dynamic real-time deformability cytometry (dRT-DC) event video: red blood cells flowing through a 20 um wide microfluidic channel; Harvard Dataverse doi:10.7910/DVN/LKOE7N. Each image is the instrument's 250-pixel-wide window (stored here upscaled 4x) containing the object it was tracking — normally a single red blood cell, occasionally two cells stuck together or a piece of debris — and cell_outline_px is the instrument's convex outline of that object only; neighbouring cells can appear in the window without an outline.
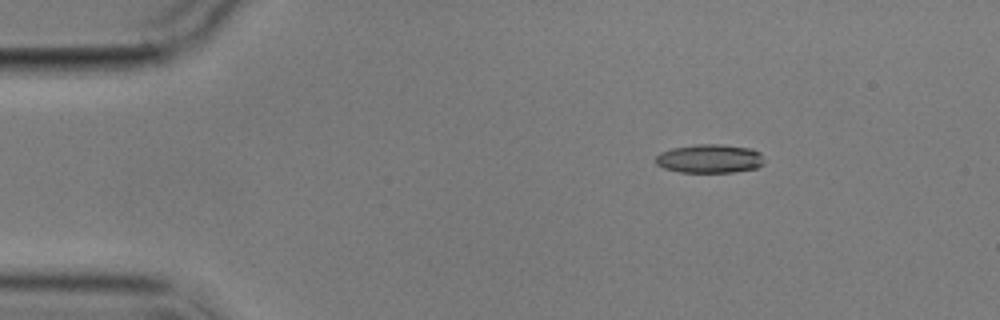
{"species": "common noctule bat (a hibernating species)", "species_latin": "Nyctalus noctula", "temperature_condition": "cold", "stored_images_in_passage": 6, "camera_frame_rate_fps": 3000, "um_per_image_px": 0.085, "animal": {"sex": "male", "body_mass_g": 17.9}, "frame": {"image": 1, "passage_image": 3, "time_ms": 2.333, "image_size_px": [1000, 320], "cell_outline_px": [[764, 164], [756, 168], [732, 172], [680, 172], [664, 168], [656, 164], [656, 156], [660, 152], [672, 148], [696, 144], [720, 144], [752, 148], [760, 152], [764, 160]], "centroid_in_image_um": [60.33, 13.48], "position_along_channel_um": 24.7, "area_um2": 18.26}}
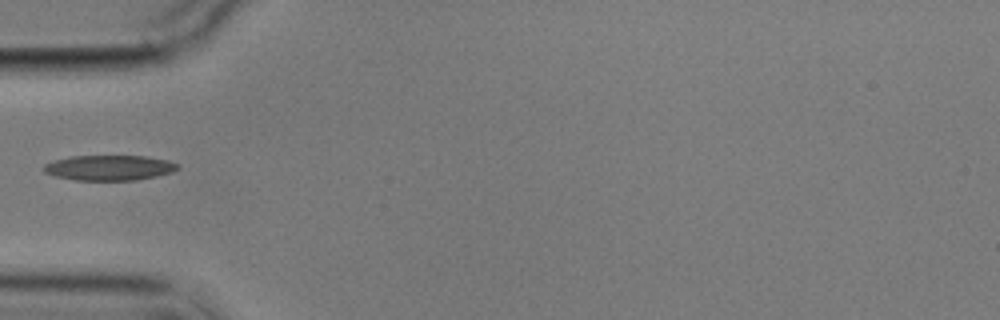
{"frame": {"image": 2, "passage_image": 6, "time_ms": 5.667, "image_size_px": [1000, 320], "cell_outline_px": [[180, 168], [172, 172], [156, 176], [136, 180], [76, 180], [56, 176], [44, 172], [40, 168], [44, 164], [68, 156], [144, 156], [168, 160], [180, 164]], "centroid_in_image_um": [9.29, 14.25], "position_along_channel_um": 75.7, "area_um2": 19.77}}